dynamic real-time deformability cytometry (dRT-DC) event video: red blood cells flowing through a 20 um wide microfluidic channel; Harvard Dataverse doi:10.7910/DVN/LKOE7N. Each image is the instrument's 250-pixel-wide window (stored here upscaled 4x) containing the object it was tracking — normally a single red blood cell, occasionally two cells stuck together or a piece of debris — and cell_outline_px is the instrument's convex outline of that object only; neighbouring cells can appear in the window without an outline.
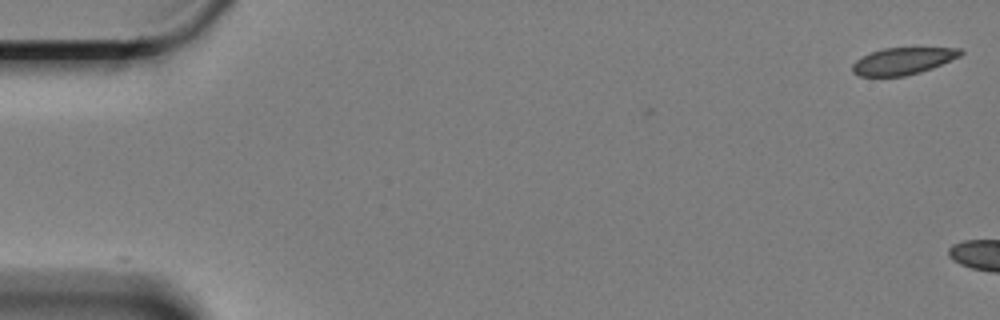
{"species": "Egyptian fruit bat (a non-hibernating species)", "species_latin": "Rousettus aegyptiacus", "temperature_condition": "cold", "stored_images_in_passage": 2, "camera_frame_rate_fps": 3000, "um_per_image_px": 0.085, "animal": {"sex": "female"}, "frame": {"image": 1, "passage_image": 1, "time_ms": 0.0, "image_size_px": [1000, 320], "cell_outline_px": [[964, 52], [960, 56], [932, 68], [920, 72], [904, 76], [860, 76], [852, 72], [852, 64], [856, 60], [872, 52], [884, 48], [960, 48]], "centroid_in_image_um": [76.74, 5.19], "position_along_channel_um": 8.3, "area_um2": 16.76}}